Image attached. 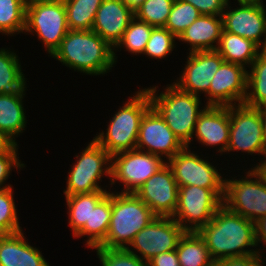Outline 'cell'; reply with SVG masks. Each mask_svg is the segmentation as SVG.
<instances>
[{"instance_id": "cell-2", "label": "cell", "mask_w": 266, "mask_h": 266, "mask_svg": "<svg viewBox=\"0 0 266 266\" xmlns=\"http://www.w3.org/2000/svg\"><path fill=\"white\" fill-rule=\"evenodd\" d=\"M84 75H107L115 67L114 48L92 30H69L50 56Z\"/></svg>"}, {"instance_id": "cell-36", "label": "cell", "mask_w": 266, "mask_h": 266, "mask_svg": "<svg viewBox=\"0 0 266 266\" xmlns=\"http://www.w3.org/2000/svg\"><path fill=\"white\" fill-rule=\"evenodd\" d=\"M176 40L178 41L168 29L155 27L145 46L143 55H146L149 59H166L175 49L177 44L175 43Z\"/></svg>"}, {"instance_id": "cell-48", "label": "cell", "mask_w": 266, "mask_h": 266, "mask_svg": "<svg viewBox=\"0 0 266 266\" xmlns=\"http://www.w3.org/2000/svg\"><path fill=\"white\" fill-rule=\"evenodd\" d=\"M35 1H62V0H27V2H35Z\"/></svg>"}, {"instance_id": "cell-32", "label": "cell", "mask_w": 266, "mask_h": 266, "mask_svg": "<svg viewBox=\"0 0 266 266\" xmlns=\"http://www.w3.org/2000/svg\"><path fill=\"white\" fill-rule=\"evenodd\" d=\"M27 0H0V33L7 36L23 34Z\"/></svg>"}, {"instance_id": "cell-21", "label": "cell", "mask_w": 266, "mask_h": 266, "mask_svg": "<svg viewBox=\"0 0 266 266\" xmlns=\"http://www.w3.org/2000/svg\"><path fill=\"white\" fill-rule=\"evenodd\" d=\"M26 239L24 231L0 236V266H50Z\"/></svg>"}, {"instance_id": "cell-18", "label": "cell", "mask_w": 266, "mask_h": 266, "mask_svg": "<svg viewBox=\"0 0 266 266\" xmlns=\"http://www.w3.org/2000/svg\"><path fill=\"white\" fill-rule=\"evenodd\" d=\"M178 188L173 172L166 164L134 193L156 216L172 217L178 205Z\"/></svg>"}, {"instance_id": "cell-41", "label": "cell", "mask_w": 266, "mask_h": 266, "mask_svg": "<svg viewBox=\"0 0 266 266\" xmlns=\"http://www.w3.org/2000/svg\"><path fill=\"white\" fill-rule=\"evenodd\" d=\"M148 266H180L176 250L161 253L148 261Z\"/></svg>"}, {"instance_id": "cell-3", "label": "cell", "mask_w": 266, "mask_h": 266, "mask_svg": "<svg viewBox=\"0 0 266 266\" xmlns=\"http://www.w3.org/2000/svg\"><path fill=\"white\" fill-rule=\"evenodd\" d=\"M157 88L156 85L146 88L151 106L160 114L181 143L190 148L197 119L207 105L201 107L203 105L201 97L181 90L174 83L167 84L161 93Z\"/></svg>"}, {"instance_id": "cell-28", "label": "cell", "mask_w": 266, "mask_h": 266, "mask_svg": "<svg viewBox=\"0 0 266 266\" xmlns=\"http://www.w3.org/2000/svg\"><path fill=\"white\" fill-rule=\"evenodd\" d=\"M176 253L180 266H213L214 260L198 232L185 231L180 237Z\"/></svg>"}, {"instance_id": "cell-27", "label": "cell", "mask_w": 266, "mask_h": 266, "mask_svg": "<svg viewBox=\"0 0 266 266\" xmlns=\"http://www.w3.org/2000/svg\"><path fill=\"white\" fill-rule=\"evenodd\" d=\"M110 191L65 195L68 225L74 236L84 225H90L91 210Z\"/></svg>"}, {"instance_id": "cell-10", "label": "cell", "mask_w": 266, "mask_h": 266, "mask_svg": "<svg viewBox=\"0 0 266 266\" xmlns=\"http://www.w3.org/2000/svg\"><path fill=\"white\" fill-rule=\"evenodd\" d=\"M230 136L226 154L245 152L248 155L266 154L260 108L245 104L229 106ZM262 155V156H261Z\"/></svg>"}, {"instance_id": "cell-47", "label": "cell", "mask_w": 266, "mask_h": 266, "mask_svg": "<svg viewBox=\"0 0 266 266\" xmlns=\"http://www.w3.org/2000/svg\"><path fill=\"white\" fill-rule=\"evenodd\" d=\"M238 1H242V2H259V3H264L263 0H237Z\"/></svg>"}, {"instance_id": "cell-46", "label": "cell", "mask_w": 266, "mask_h": 266, "mask_svg": "<svg viewBox=\"0 0 266 266\" xmlns=\"http://www.w3.org/2000/svg\"><path fill=\"white\" fill-rule=\"evenodd\" d=\"M133 11L143 4L146 0H123Z\"/></svg>"}, {"instance_id": "cell-23", "label": "cell", "mask_w": 266, "mask_h": 266, "mask_svg": "<svg viewBox=\"0 0 266 266\" xmlns=\"http://www.w3.org/2000/svg\"><path fill=\"white\" fill-rule=\"evenodd\" d=\"M26 94H0V134L4 135L13 144H18L15 138L27 127L24 98Z\"/></svg>"}, {"instance_id": "cell-44", "label": "cell", "mask_w": 266, "mask_h": 266, "mask_svg": "<svg viewBox=\"0 0 266 266\" xmlns=\"http://www.w3.org/2000/svg\"><path fill=\"white\" fill-rule=\"evenodd\" d=\"M13 143L9 141L4 135L0 134V154L6 152Z\"/></svg>"}, {"instance_id": "cell-14", "label": "cell", "mask_w": 266, "mask_h": 266, "mask_svg": "<svg viewBox=\"0 0 266 266\" xmlns=\"http://www.w3.org/2000/svg\"><path fill=\"white\" fill-rule=\"evenodd\" d=\"M226 3L222 19L224 31L237 34L266 51V5L259 2L238 1L236 8Z\"/></svg>"}, {"instance_id": "cell-24", "label": "cell", "mask_w": 266, "mask_h": 266, "mask_svg": "<svg viewBox=\"0 0 266 266\" xmlns=\"http://www.w3.org/2000/svg\"><path fill=\"white\" fill-rule=\"evenodd\" d=\"M112 213V191H109L91 210L90 225H84L73 237L85 238V245L93 249L106 238Z\"/></svg>"}, {"instance_id": "cell-17", "label": "cell", "mask_w": 266, "mask_h": 266, "mask_svg": "<svg viewBox=\"0 0 266 266\" xmlns=\"http://www.w3.org/2000/svg\"><path fill=\"white\" fill-rule=\"evenodd\" d=\"M185 66L174 84L181 90L196 96H204L209 92L211 80L224 59L216 50L187 52Z\"/></svg>"}, {"instance_id": "cell-30", "label": "cell", "mask_w": 266, "mask_h": 266, "mask_svg": "<svg viewBox=\"0 0 266 266\" xmlns=\"http://www.w3.org/2000/svg\"><path fill=\"white\" fill-rule=\"evenodd\" d=\"M155 27L137 19L135 16L131 19L127 29L124 31L122 39L114 47V61L117 63L118 56L116 52L125 48L131 55H142L145 46Z\"/></svg>"}, {"instance_id": "cell-6", "label": "cell", "mask_w": 266, "mask_h": 266, "mask_svg": "<svg viewBox=\"0 0 266 266\" xmlns=\"http://www.w3.org/2000/svg\"><path fill=\"white\" fill-rule=\"evenodd\" d=\"M86 148L75 155L76 161L70 166L66 180L64 195L107 191L102 185V177L111 182L112 156L94 139L88 142Z\"/></svg>"}, {"instance_id": "cell-45", "label": "cell", "mask_w": 266, "mask_h": 266, "mask_svg": "<svg viewBox=\"0 0 266 266\" xmlns=\"http://www.w3.org/2000/svg\"><path fill=\"white\" fill-rule=\"evenodd\" d=\"M260 116H261V121H262L264 141L266 144V107H260Z\"/></svg>"}, {"instance_id": "cell-31", "label": "cell", "mask_w": 266, "mask_h": 266, "mask_svg": "<svg viewBox=\"0 0 266 266\" xmlns=\"http://www.w3.org/2000/svg\"><path fill=\"white\" fill-rule=\"evenodd\" d=\"M69 30H92L103 0H63Z\"/></svg>"}, {"instance_id": "cell-9", "label": "cell", "mask_w": 266, "mask_h": 266, "mask_svg": "<svg viewBox=\"0 0 266 266\" xmlns=\"http://www.w3.org/2000/svg\"><path fill=\"white\" fill-rule=\"evenodd\" d=\"M202 157V158H201ZM200 156L184 147L167 161L178 187L198 186L211 189L222 201L224 198L225 177L218 172L217 166L209 162V157Z\"/></svg>"}, {"instance_id": "cell-37", "label": "cell", "mask_w": 266, "mask_h": 266, "mask_svg": "<svg viewBox=\"0 0 266 266\" xmlns=\"http://www.w3.org/2000/svg\"><path fill=\"white\" fill-rule=\"evenodd\" d=\"M93 249L96 250L101 266H148V262L143 261L126 248L107 249L95 247Z\"/></svg>"}, {"instance_id": "cell-15", "label": "cell", "mask_w": 266, "mask_h": 266, "mask_svg": "<svg viewBox=\"0 0 266 266\" xmlns=\"http://www.w3.org/2000/svg\"><path fill=\"white\" fill-rule=\"evenodd\" d=\"M184 147L160 114L151 106L140 121L136 149L160 156L167 162Z\"/></svg>"}, {"instance_id": "cell-7", "label": "cell", "mask_w": 266, "mask_h": 266, "mask_svg": "<svg viewBox=\"0 0 266 266\" xmlns=\"http://www.w3.org/2000/svg\"><path fill=\"white\" fill-rule=\"evenodd\" d=\"M249 169L240 178H225L223 205L254 223L266 216V182L252 167Z\"/></svg>"}, {"instance_id": "cell-35", "label": "cell", "mask_w": 266, "mask_h": 266, "mask_svg": "<svg viewBox=\"0 0 266 266\" xmlns=\"http://www.w3.org/2000/svg\"><path fill=\"white\" fill-rule=\"evenodd\" d=\"M175 0H146L134 10V16L153 27H165Z\"/></svg>"}, {"instance_id": "cell-26", "label": "cell", "mask_w": 266, "mask_h": 266, "mask_svg": "<svg viewBox=\"0 0 266 266\" xmlns=\"http://www.w3.org/2000/svg\"><path fill=\"white\" fill-rule=\"evenodd\" d=\"M216 51L225 62L249 68L262 50L252 41L227 31L222 32Z\"/></svg>"}, {"instance_id": "cell-8", "label": "cell", "mask_w": 266, "mask_h": 266, "mask_svg": "<svg viewBox=\"0 0 266 266\" xmlns=\"http://www.w3.org/2000/svg\"><path fill=\"white\" fill-rule=\"evenodd\" d=\"M68 31L63 0L27 2L24 34H36L48 56L55 52Z\"/></svg>"}, {"instance_id": "cell-22", "label": "cell", "mask_w": 266, "mask_h": 266, "mask_svg": "<svg viewBox=\"0 0 266 266\" xmlns=\"http://www.w3.org/2000/svg\"><path fill=\"white\" fill-rule=\"evenodd\" d=\"M223 30L222 16L200 15L178 40L190 46L189 53L216 50Z\"/></svg>"}, {"instance_id": "cell-5", "label": "cell", "mask_w": 266, "mask_h": 266, "mask_svg": "<svg viewBox=\"0 0 266 266\" xmlns=\"http://www.w3.org/2000/svg\"><path fill=\"white\" fill-rule=\"evenodd\" d=\"M154 217L156 215L135 193L112 191V213L108 233L98 247L127 248L134 236Z\"/></svg>"}, {"instance_id": "cell-39", "label": "cell", "mask_w": 266, "mask_h": 266, "mask_svg": "<svg viewBox=\"0 0 266 266\" xmlns=\"http://www.w3.org/2000/svg\"><path fill=\"white\" fill-rule=\"evenodd\" d=\"M265 261V256H263L261 253H256L219 259L214 261L213 266H263L266 264Z\"/></svg>"}, {"instance_id": "cell-43", "label": "cell", "mask_w": 266, "mask_h": 266, "mask_svg": "<svg viewBox=\"0 0 266 266\" xmlns=\"http://www.w3.org/2000/svg\"><path fill=\"white\" fill-rule=\"evenodd\" d=\"M256 164H252V168L260 175V177L266 182V154L261 160H258Z\"/></svg>"}, {"instance_id": "cell-12", "label": "cell", "mask_w": 266, "mask_h": 266, "mask_svg": "<svg viewBox=\"0 0 266 266\" xmlns=\"http://www.w3.org/2000/svg\"><path fill=\"white\" fill-rule=\"evenodd\" d=\"M223 201L211 190L198 186H180L173 219L185 230L197 232L211 221Z\"/></svg>"}, {"instance_id": "cell-19", "label": "cell", "mask_w": 266, "mask_h": 266, "mask_svg": "<svg viewBox=\"0 0 266 266\" xmlns=\"http://www.w3.org/2000/svg\"><path fill=\"white\" fill-rule=\"evenodd\" d=\"M229 136V106H207L197 119L191 142L196 139L203 146H217L216 151L222 156L228 148Z\"/></svg>"}, {"instance_id": "cell-13", "label": "cell", "mask_w": 266, "mask_h": 266, "mask_svg": "<svg viewBox=\"0 0 266 266\" xmlns=\"http://www.w3.org/2000/svg\"><path fill=\"white\" fill-rule=\"evenodd\" d=\"M184 232L173 217L156 216L134 236L126 249L148 262L158 254L176 250Z\"/></svg>"}, {"instance_id": "cell-16", "label": "cell", "mask_w": 266, "mask_h": 266, "mask_svg": "<svg viewBox=\"0 0 266 266\" xmlns=\"http://www.w3.org/2000/svg\"><path fill=\"white\" fill-rule=\"evenodd\" d=\"M247 68L223 62L215 73L205 95L207 106H232L243 104L247 93Z\"/></svg>"}, {"instance_id": "cell-20", "label": "cell", "mask_w": 266, "mask_h": 266, "mask_svg": "<svg viewBox=\"0 0 266 266\" xmlns=\"http://www.w3.org/2000/svg\"><path fill=\"white\" fill-rule=\"evenodd\" d=\"M133 17L134 11L123 0H103L95 15L92 31L114 48Z\"/></svg>"}, {"instance_id": "cell-11", "label": "cell", "mask_w": 266, "mask_h": 266, "mask_svg": "<svg viewBox=\"0 0 266 266\" xmlns=\"http://www.w3.org/2000/svg\"><path fill=\"white\" fill-rule=\"evenodd\" d=\"M166 164L162 157L139 149L113 154L109 185L114 187L118 181L123 184L121 192L134 193Z\"/></svg>"}, {"instance_id": "cell-34", "label": "cell", "mask_w": 266, "mask_h": 266, "mask_svg": "<svg viewBox=\"0 0 266 266\" xmlns=\"http://www.w3.org/2000/svg\"><path fill=\"white\" fill-rule=\"evenodd\" d=\"M200 15L192 4L175 0L164 28L178 39Z\"/></svg>"}, {"instance_id": "cell-1", "label": "cell", "mask_w": 266, "mask_h": 266, "mask_svg": "<svg viewBox=\"0 0 266 266\" xmlns=\"http://www.w3.org/2000/svg\"><path fill=\"white\" fill-rule=\"evenodd\" d=\"M197 232L206 243L214 261L256 253L266 256L263 246L256 248L254 223L229 211L224 205Z\"/></svg>"}, {"instance_id": "cell-40", "label": "cell", "mask_w": 266, "mask_h": 266, "mask_svg": "<svg viewBox=\"0 0 266 266\" xmlns=\"http://www.w3.org/2000/svg\"><path fill=\"white\" fill-rule=\"evenodd\" d=\"M192 4L201 15L222 16L228 0H181Z\"/></svg>"}, {"instance_id": "cell-4", "label": "cell", "mask_w": 266, "mask_h": 266, "mask_svg": "<svg viewBox=\"0 0 266 266\" xmlns=\"http://www.w3.org/2000/svg\"><path fill=\"white\" fill-rule=\"evenodd\" d=\"M133 95V96H132ZM119 106L110 119L107 128L97 133L93 139L111 156L113 154L136 149L140 121L151 107V100L146 88H140ZM106 132V133H105Z\"/></svg>"}, {"instance_id": "cell-25", "label": "cell", "mask_w": 266, "mask_h": 266, "mask_svg": "<svg viewBox=\"0 0 266 266\" xmlns=\"http://www.w3.org/2000/svg\"><path fill=\"white\" fill-rule=\"evenodd\" d=\"M15 50L0 48V94H26L27 78Z\"/></svg>"}, {"instance_id": "cell-42", "label": "cell", "mask_w": 266, "mask_h": 266, "mask_svg": "<svg viewBox=\"0 0 266 266\" xmlns=\"http://www.w3.org/2000/svg\"><path fill=\"white\" fill-rule=\"evenodd\" d=\"M255 242L257 247L260 243L266 247V216L259 218L254 222ZM259 245V246H258Z\"/></svg>"}, {"instance_id": "cell-29", "label": "cell", "mask_w": 266, "mask_h": 266, "mask_svg": "<svg viewBox=\"0 0 266 266\" xmlns=\"http://www.w3.org/2000/svg\"><path fill=\"white\" fill-rule=\"evenodd\" d=\"M247 71V93L243 104L266 107V51H262Z\"/></svg>"}, {"instance_id": "cell-33", "label": "cell", "mask_w": 266, "mask_h": 266, "mask_svg": "<svg viewBox=\"0 0 266 266\" xmlns=\"http://www.w3.org/2000/svg\"><path fill=\"white\" fill-rule=\"evenodd\" d=\"M13 187L0 189V236L23 231L14 200Z\"/></svg>"}, {"instance_id": "cell-38", "label": "cell", "mask_w": 266, "mask_h": 266, "mask_svg": "<svg viewBox=\"0 0 266 266\" xmlns=\"http://www.w3.org/2000/svg\"><path fill=\"white\" fill-rule=\"evenodd\" d=\"M19 145L13 144L6 152L0 154V189L13 187L11 184H6L12 170H21L26 165L19 160L18 154Z\"/></svg>"}]
</instances>
